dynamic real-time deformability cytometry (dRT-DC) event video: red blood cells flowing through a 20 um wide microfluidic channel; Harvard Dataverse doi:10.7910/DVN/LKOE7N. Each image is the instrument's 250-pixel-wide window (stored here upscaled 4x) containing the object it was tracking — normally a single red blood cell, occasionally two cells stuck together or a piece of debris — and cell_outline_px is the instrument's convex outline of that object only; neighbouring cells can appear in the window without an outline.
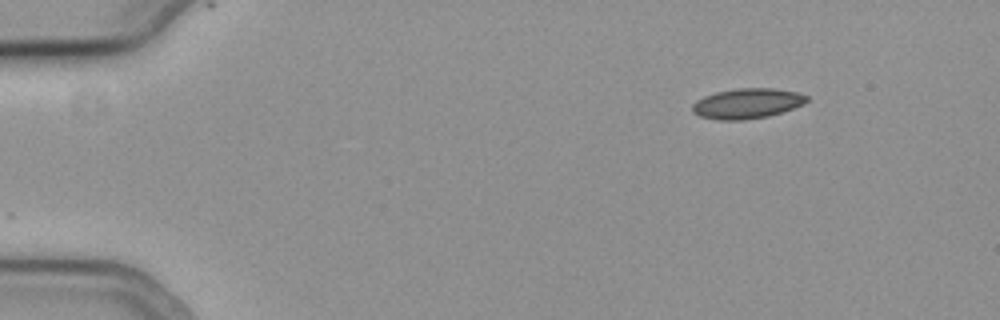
{"species": "common noctule bat (a hibernating species)", "species_latin": "Nyctalus noctula", "temperature_condition": "cold", "stored_images_in_passage": 49, "camera_frame_rate_fps": 3000, "um_per_image_px": 0.085, "animal": {"sex": "female", "body_mass_g": 19.3, "forearm_length_mm": 54.1}, "frame": {"image": 1, "passage_image": 1, "time_ms": 0.0, "image_size_px": [1000, 320], "cell_outline_px": [[808, 100], [804, 104], [768, 116], [744, 120], [716, 120], [700, 116], [692, 112], [692, 104], [696, 100], [704, 96], [716, 92], [736, 88], [772, 88], [796, 92], [808, 96]], "centroid_in_image_um": [63.47, 8.79], "position_along_channel_um": 21.5, "area_um2": 20.11}}
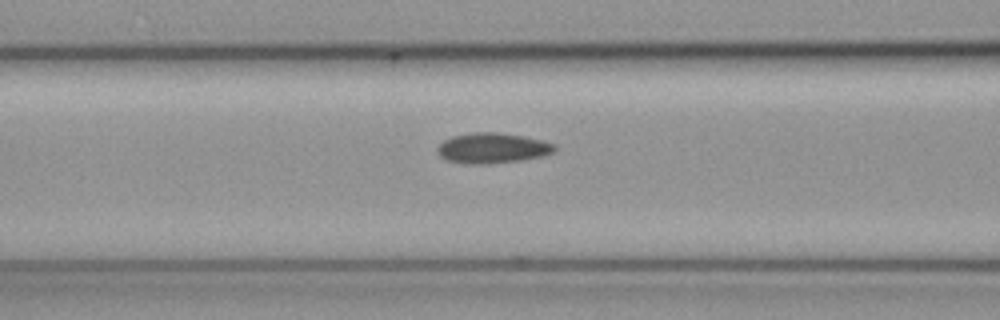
{"frame": {"image": 2, "passage_image": 17, "time_ms": 5.333, "image_size_px": [1000, 320], "cell_outline_px": [[556, 148], [552, 152], [544, 156], [520, 160], [488, 164], [464, 164], [444, 160], [440, 156], [436, 148], [444, 140], [452, 136], [476, 132], [496, 132], [524, 136], [556, 144]], "centroid_in_image_um": [41.83, 12.6], "position_along_channel_um": 124.8, "area_um2": 20.81}}
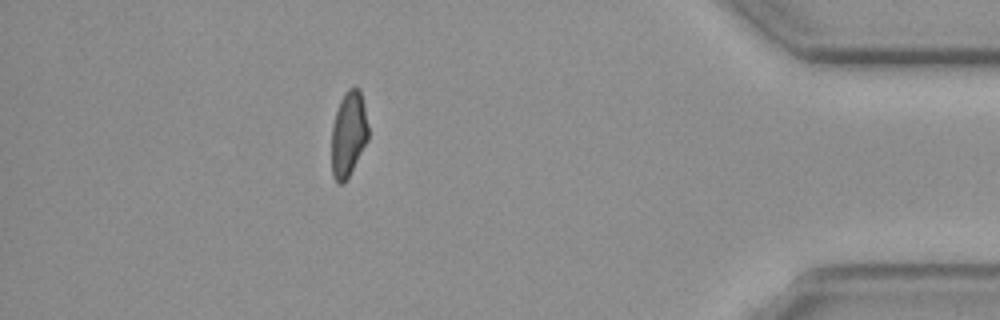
{"frame": {"image": 3, "passage_image": 43, "time_ms": 14.0, "image_size_px": [1000, 320], "cell_outline_px": [[368, 140], [344, 184], [336, 184], [332, 176], [332, 124], [340, 100], [344, 92], [348, 88], [356, 84], [360, 88], [364, 104], [368, 124]], "centroid_in_image_um": [29.62, 11.36], "position_along_channel_um": 405.6, "area_um2": 18.55}, "authors_computed_cell_mechanics": {"area_um2": 19.7098, "velocity_mm_per_s": 3.7718, "shape_relaxation_time_tau1_ms": null, "shape_relaxation_time_tau2_ms": 8.5415, "deformation_change_tau1": null, "deformation_change_tau2": 0.1061}}